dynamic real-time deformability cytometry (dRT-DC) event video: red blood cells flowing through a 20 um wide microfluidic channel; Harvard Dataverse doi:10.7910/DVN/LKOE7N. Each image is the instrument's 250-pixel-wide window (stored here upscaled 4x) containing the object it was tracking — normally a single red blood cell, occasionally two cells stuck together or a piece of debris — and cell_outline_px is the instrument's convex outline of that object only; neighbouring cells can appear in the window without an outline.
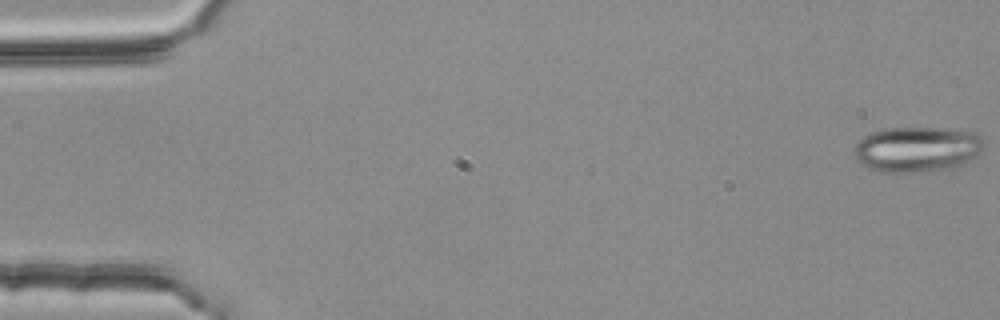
{"species": "common noctule bat (a hibernating species)", "species_latin": "Nyctalus noctula", "temperature_condition": "room temperature", "stored_images_in_passage": 4, "camera_frame_rate_fps": 3000, "um_per_image_px": 0.085, "animal": {"sex": "female", "body_mass_g": 25.1}, "frame": {"image": 1, "passage_image": 1, "time_ms": 0.0, "image_size_px": [1000, 320], "cell_outline_px": [[984, 144], [980, 152], [972, 164], [956, 168], [916, 172], [880, 172], [868, 168], [860, 164], [852, 156], [852, 152], [856, 144], [868, 132], [884, 128], [940, 128], [976, 132], [984, 140]], "centroid_in_image_um": [77.97, 12.7], "position_along_channel_um": 7.0, "area_um2": 35.32}}